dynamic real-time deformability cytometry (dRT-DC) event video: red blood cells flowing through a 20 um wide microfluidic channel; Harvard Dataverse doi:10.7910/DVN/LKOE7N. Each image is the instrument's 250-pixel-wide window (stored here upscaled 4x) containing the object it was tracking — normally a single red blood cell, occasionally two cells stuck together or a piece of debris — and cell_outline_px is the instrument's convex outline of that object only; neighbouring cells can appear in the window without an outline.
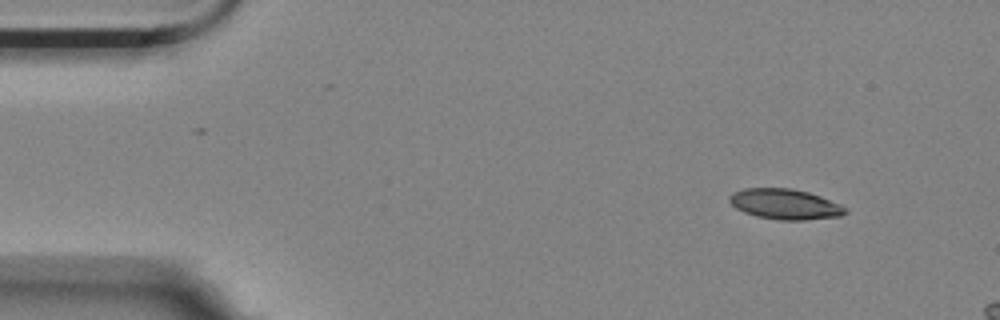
{"species": "Egyptian fruit bat (a non-hibernating species)", "species_latin": "Rousettus aegyptiacus", "temperature_condition": "room temperature", "stored_images_in_passage": 4, "camera_frame_rate_fps": 3000, "um_per_image_px": 0.085, "animal": {"sex": "female"}, "frame": {"image": 1, "passage_image": 1, "time_ms": 0.0, "image_size_px": [1000, 320], "cell_outline_px": [[848, 212], [840, 216], [804, 220], [780, 220], [756, 216], [744, 212], [736, 208], [728, 200], [728, 196], [732, 192], [744, 188], [792, 188], [808, 192], [820, 196], [840, 204], [848, 208]], "centroid_in_image_um": [66.72, 17.35], "position_along_channel_um": 18.3, "area_um2": 20.63}}